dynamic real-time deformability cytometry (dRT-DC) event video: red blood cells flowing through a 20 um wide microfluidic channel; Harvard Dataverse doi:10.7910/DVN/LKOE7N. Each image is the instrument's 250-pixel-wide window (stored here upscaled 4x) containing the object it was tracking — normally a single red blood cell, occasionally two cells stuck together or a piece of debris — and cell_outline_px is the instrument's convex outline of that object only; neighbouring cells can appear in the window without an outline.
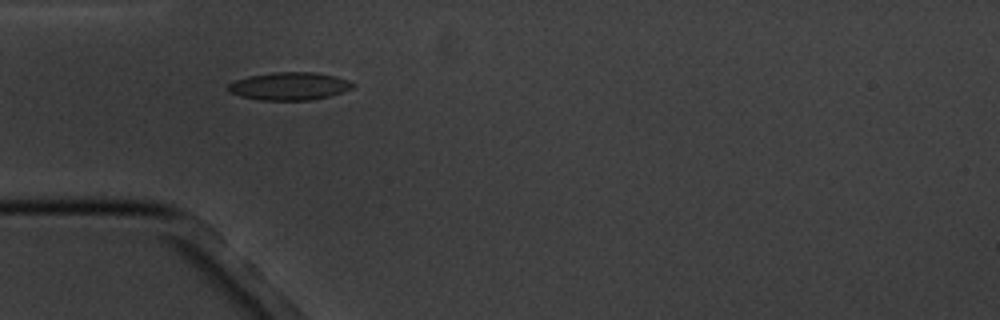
{"species": "common noctule bat (a hibernating species)", "species_latin": "Nyctalus noctula", "temperature_condition": "cold", "stored_images_in_passage": 6, "camera_frame_rate_fps": 3000, "um_per_image_px": 0.085, "animal": {"sex": "male", "body_mass_g": 20.1, "forearm_length_mm": 53.5}, "frame": {"image": 1, "passage_image": 5, "time_ms": 4.667, "image_size_px": [1000, 320], "cell_outline_px": [[356, 84], [352, 88], [328, 96], [308, 100], [260, 100], [240, 96], [228, 92], [228, 84], [236, 80], [248, 76], [272, 72], [312, 72], [336, 76], [348, 80]], "centroid_in_image_um": [24.57, 7.32], "position_along_channel_um": 60.4, "area_um2": 20.11}}
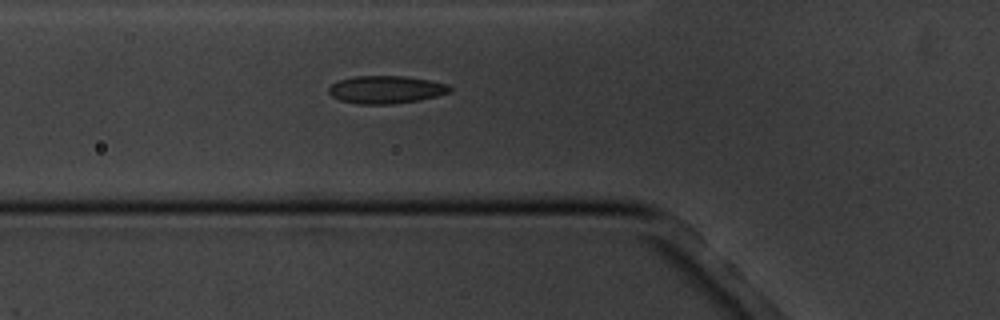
{"frame": {"image": 2, "passage_image": 6, "time_ms": 5.667, "image_size_px": [1000, 320], "cell_outline_px": [[452, 92], [420, 100], [392, 104], [360, 104], [340, 100], [332, 96], [328, 92], [328, 88], [332, 84], [340, 80], [352, 76], [404, 76], [428, 80], [448, 84], [452, 88]], "centroid_in_image_um": [32.82, 7.62], "position_along_channel_um": 93.0, "area_um2": 19.59}}